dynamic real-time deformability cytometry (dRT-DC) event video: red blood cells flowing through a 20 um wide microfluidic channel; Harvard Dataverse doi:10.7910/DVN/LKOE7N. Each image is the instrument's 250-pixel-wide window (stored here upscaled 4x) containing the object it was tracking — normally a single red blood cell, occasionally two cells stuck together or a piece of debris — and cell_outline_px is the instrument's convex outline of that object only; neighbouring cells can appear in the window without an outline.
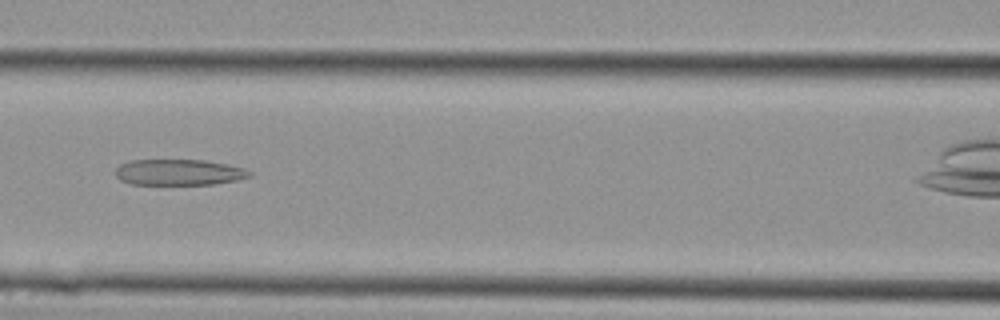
{"species": "Egyptian fruit bat (a non-hibernating species)", "species_latin": "Rousettus aegyptiacus", "temperature_condition": "cold", "stored_images_in_passage": 11, "camera_frame_rate_fps": 3000, "um_per_image_px": 0.085, "animal": {"sex": "female"}, "frame": {"image": 1, "passage_image": 5, "time_ms": 1.333, "image_size_px": [1000, 320], "cell_outline_px": [[252, 176], [236, 180], [212, 184], [132, 184], [120, 180], [116, 176], [116, 168], [120, 164], [132, 160], [208, 160], [228, 164], [244, 168], [252, 172]], "centroid_in_image_um": [15.23, 14.63], "position_along_channel_um": 151.4, "area_um2": 20.29}}
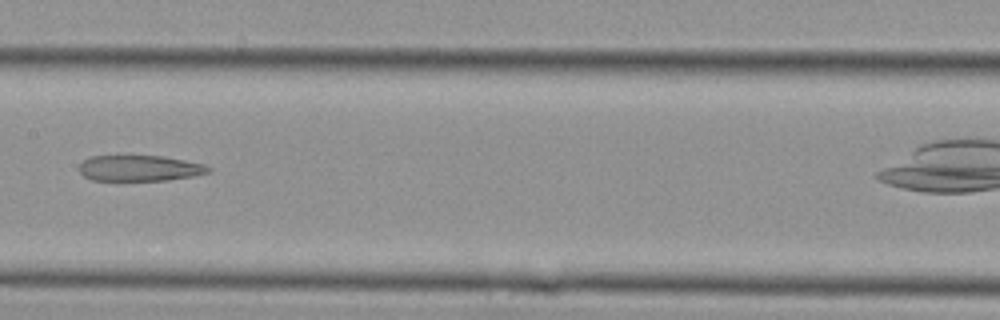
{"frame": {"image": 2, "passage_image": 7, "time_ms": 2.0, "image_size_px": [1000, 320], "cell_outline_px": [[212, 172], [192, 176], [164, 180], [92, 180], [84, 176], [80, 172], [80, 164], [84, 160], [92, 156], [164, 156], [204, 164], [212, 168]], "centroid_in_image_um": [11.9, 14.29], "position_along_channel_um": 195.5, "area_um2": 19.31}}
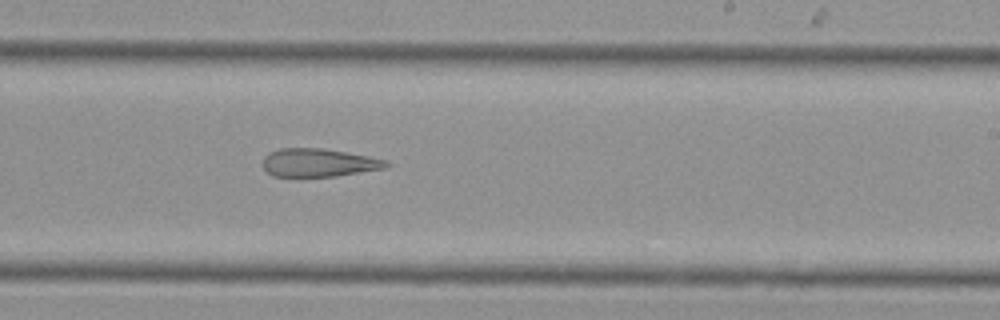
{"frame": {"image": 3, "passage_image": 10, "time_ms": 3.0, "image_size_px": [1000, 320], "cell_outline_px": [[392, 164], [388, 168], [336, 176], [272, 176], [264, 168], [264, 156], [268, 152], [280, 148], [324, 148], [368, 156], [388, 160]], "centroid_in_image_um": [27.14, 13.82], "position_along_channel_um": 261.9, "area_um2": 20.4}}